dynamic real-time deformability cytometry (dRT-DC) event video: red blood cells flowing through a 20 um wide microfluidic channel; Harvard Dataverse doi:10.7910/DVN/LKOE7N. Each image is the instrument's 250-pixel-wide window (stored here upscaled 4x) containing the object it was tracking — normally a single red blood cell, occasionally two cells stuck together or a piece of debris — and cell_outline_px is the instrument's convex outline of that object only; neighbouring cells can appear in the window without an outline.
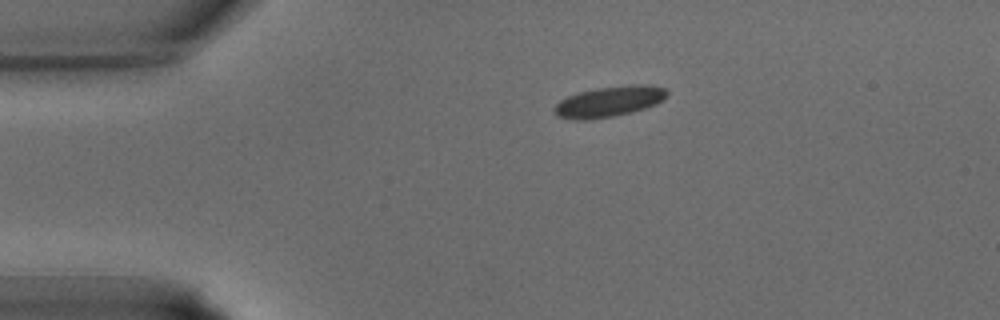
{"species": "common noctule bat (a hibernating species)", "species_latin": "Nyctalus noctula", "temperature_condition": "warm", "stored_images_in_passage": 31, "camera_frame_rate_fps": 3000, "um_per_image_px": 0.085, "animal": {"sex": "male", "body_mass_g": 15.6}, "frame": {"image": 1, "passage_image": 1, "time_ms": 0.0, "image_size_px": [1000, 320], "cell_outline_px": [[668, 96], [656, 104], [644, 108], [612, 116], [588, 120], [572, 120], [556, 116], [552, 112], [552, 108], [560, 100], [568, 96], [580, 92], [596, 88], [628, 84], [648, 84], [664, 88], [668, 92]], "centroid_in_image_um": [51.74, 8.62], "position_along_channel_um": 33.3, "area_um2": 20.23}}
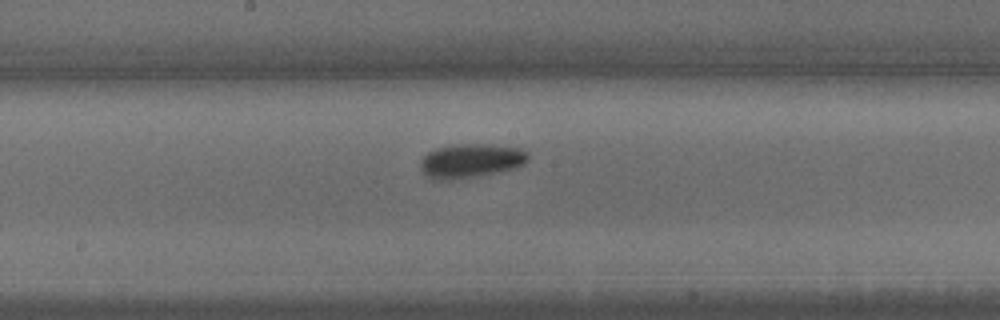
{"frame": {"image": 2, "passage_image": 13, "time_ms": 4.0, "image_size_px": [1000, 320], "cell_outline_px": [[528, 160], [524, 164], [512, 168], [496, 172], [456, 180], [432, 180], [424, 176], [420, 168], [420, 160], [428, 152], [436, 148], [452, 144], [488, 144], [524, 148], [528, 152]], "centroid_in_image_um": [39.98, 13.66], "position_along_channel_um": 208.2, "area_um2": 21.73}}
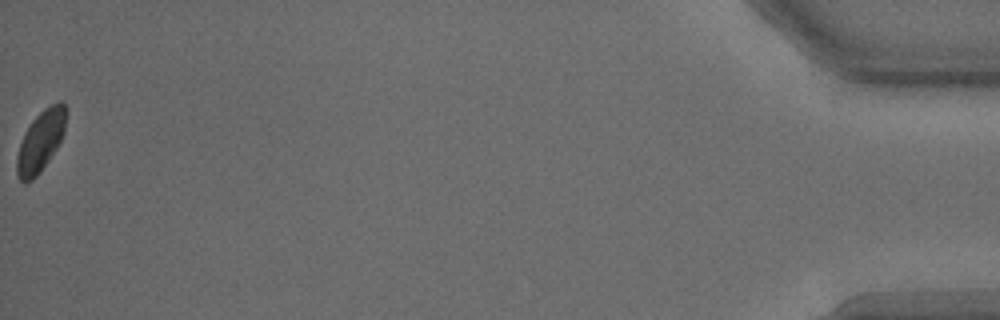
{"frame": {"image": 3, "passage_image": 31, "time_ms": 10.0, "image_size_px": [1000, 320], "cell_outline_px": [[68, 112], [64, 132], [56, 148], [40, 172], [32, 180], [24, 184], [16, 176], [16, 156], [24, 132], [32, 120], [44, 108], [60, 100], [68, 108]], "centroid_in_image_um": [3.45, 11.98], "position_along_channel_um": 431.8, "area_um2": 17.69}}